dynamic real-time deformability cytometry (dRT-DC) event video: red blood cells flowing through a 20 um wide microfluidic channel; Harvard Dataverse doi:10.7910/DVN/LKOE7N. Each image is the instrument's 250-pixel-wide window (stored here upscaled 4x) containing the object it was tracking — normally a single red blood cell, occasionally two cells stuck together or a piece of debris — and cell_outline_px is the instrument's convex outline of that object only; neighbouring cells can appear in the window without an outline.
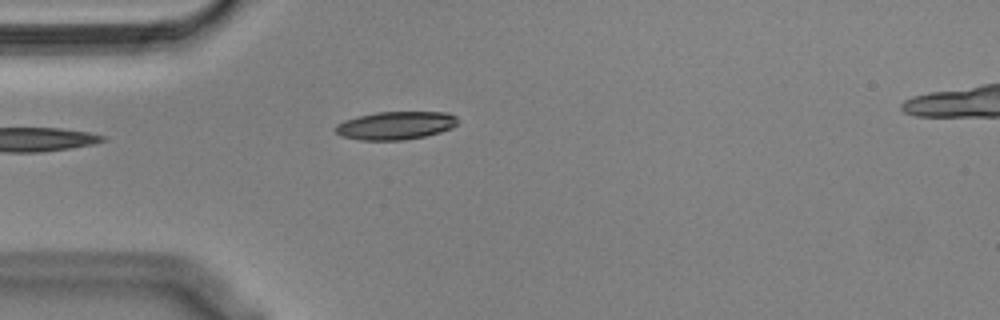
{"species": "Egyptian fruit bat (a non-hibernating species)", "species_latin": "Rousettus aegyptiacus", "temperature_condition": "cold", "stored_images_in_passage": 25, "camera_frame_rate_fps": 3000, "um_per_image_px": 0.085, "animal": {"sex": "male"}, "frame": {"image": 1, "passage_image": 1, "time_ms": 0.0, "image_size_px": [1000, 320], "cell_outline_px": [[456, 124], [452, 128], [440, 132], [424, 136], [404, 140], [360, 140], [340, 136], [336, 132], [336, 124], [344, 120], [376, 112], [448, 112], [456, 116]], "centroid_in_image_um": [33.62, 10.67], "position_along_channel_um": 51.4, "area_um2": 19.94}}
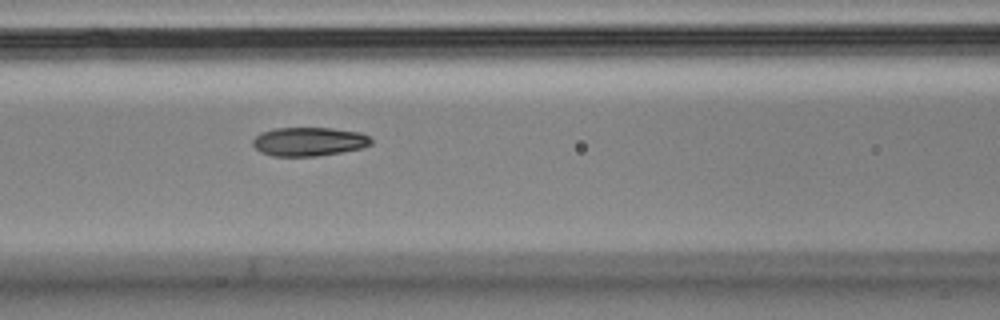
{"frame": {"image": 2, "passage_image": 9, "time_ms": 2.667, "image_size_px": [1000, 320], "cell_outline_px": [[372, 144], [360, 148], [340, 152], [316, 156], [272, 156], [260, 152], [252, 144], [252, 140], [260, 132], [276, 128], [332, 128], [360, 132], [368, 136], [372, 140]], "centroid_in_image_um": [26.23, 12.03], "position_along_channel_um": 140.4, "area_um2": 19.83}}
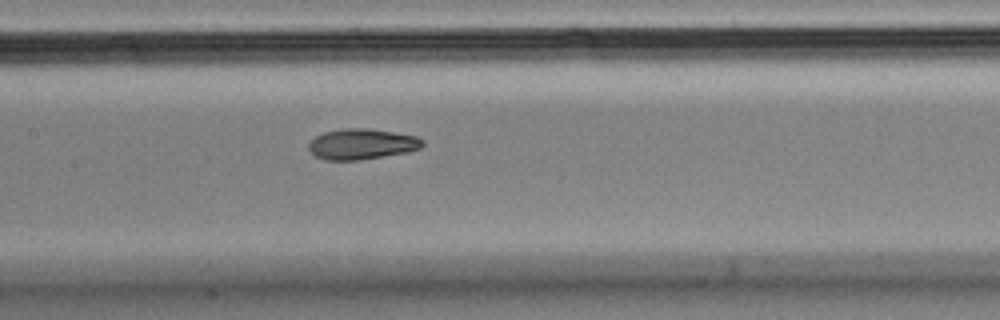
{"frame": {"image": 3, "passage_image": 12, "time_ms": 3.667, "image_size_px": [1000, 320], "cell_outline_px": [[424, 144], [420, 148], [408, 152], [360, 160], [324, 160], [316, 156], [308, 148], [308, 144], [316, 136], [324, 132], [344, 128], [368, 128], [416, 136], [424, 140]], "centroid_in_image_um": [30.76, 12.25], "position_along_channel_um": 176.6, "area_um2": 20.29}}